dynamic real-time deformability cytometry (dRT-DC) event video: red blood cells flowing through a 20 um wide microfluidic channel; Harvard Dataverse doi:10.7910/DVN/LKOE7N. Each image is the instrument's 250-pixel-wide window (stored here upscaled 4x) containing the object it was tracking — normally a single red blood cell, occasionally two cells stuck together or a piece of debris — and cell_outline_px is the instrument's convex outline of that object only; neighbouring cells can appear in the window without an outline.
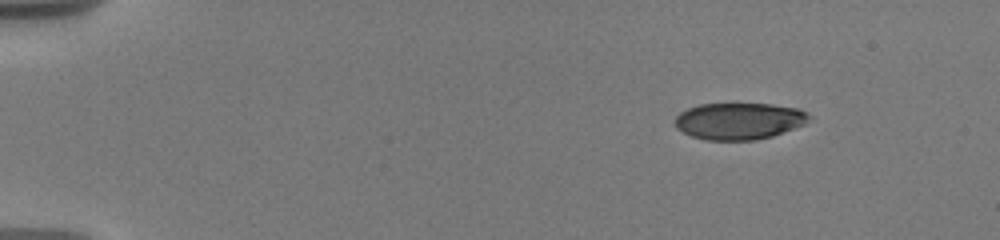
{"species": "human", "species_latin": "Homo sapiens", "temperature_condition": "warm", "stored_images_in_passage": 22, "camera_frame_rate_fps": 3000, "um_per_image_px": 0.085, "donor": {"sex": "male"}, "frame": {"image": 1, "passage_image": 1, "time_ms": 0.0, "image_size_px": [1000, 240], "cell_outline_px": [[812, 116], [804, 124], [772, 136], [756, 140], [704, 140], [692, 136], [676, 128], [676, 116], [680, 112], [688, 108], [700, 104], [772, 104], [796, 108]], "centroid_in_image_um": [62.8, 10.29], "position_along_channel_um": 22.2, "area_um2": 28.5}}
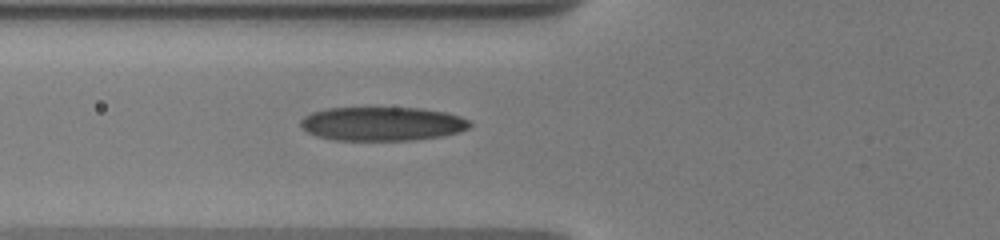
{"frame": {"image": 2, "passage_image": 10, "time_ms": 5.0, "image_size_px": [1000, 240], "cell_outline_px": [[472, 124], [468, 128], [460, 132], [440, 136], [412, 140], [336, 140], [316, 136], [308, 132], [300, 124], [300, 120], [304, 116], [312, 112], [328, 108], [420, 108], [444, 112], [460, 116], [468, 120]], "centroid_in_image_um": [32.48, 10.52], "position_along_channel_um": 93.3, "area_um2": 33.29}}
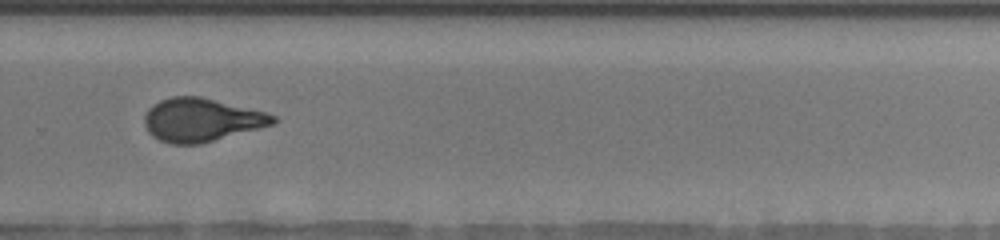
{"frame": {"image": 3, "passage_image": 21, "time_ms": 11.0, "image_size_px": [1000, 240], "cell_outline_px": [[280, 120], [272, 124], [260, 128], [200, 144], [172, 144], [160, 140], [152, 136], [148, 132], [144, 124], [144, 116], [148, 108], [152, 104], [160, 100], [172, 96], [200, 96], [268, 112], [276, 116]], "centroid_in_image_um": [17.12, 10.18], "position_along_channel_um": 312.7, "area_um2": 32.71}}